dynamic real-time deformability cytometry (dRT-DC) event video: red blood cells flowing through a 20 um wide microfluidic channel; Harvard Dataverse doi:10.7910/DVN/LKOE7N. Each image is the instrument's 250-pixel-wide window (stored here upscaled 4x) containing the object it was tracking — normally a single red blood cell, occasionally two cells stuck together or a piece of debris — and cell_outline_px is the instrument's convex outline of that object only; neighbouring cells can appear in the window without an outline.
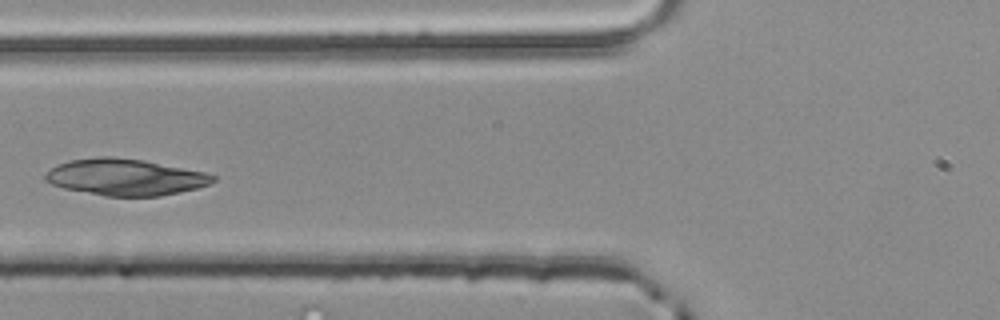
{"species": "common noctule bat (a hibernating species)", "species_latin": "Nyctalus noctula", "temperature_condition": "room temperature", "stored_images_in_passage": 3, "camera_frame_rate_fps": 3000, "um_per_image_px": 0.085, "animal": {"sex": "male", "body_mass_g": 20.4}, "frame": {"image": 1, "passage_image": 3, "time_ms": 0.667, "image_size_px": [1000, 320], "cell_outline_px": [[216, 180], [208, 184], [196, 188], [160, 196], [104, 196], [64, 188], [52, 184], [44, 180], [44, 176], [56, 164], [68, 160], [100, 156], [108, 156], [144, 160], [204, 172], [216, 176]], "centroid_in_image_um": [10.62, 15.05], "position_along_channel_um": 115.2, "area_um2": 35.55}}